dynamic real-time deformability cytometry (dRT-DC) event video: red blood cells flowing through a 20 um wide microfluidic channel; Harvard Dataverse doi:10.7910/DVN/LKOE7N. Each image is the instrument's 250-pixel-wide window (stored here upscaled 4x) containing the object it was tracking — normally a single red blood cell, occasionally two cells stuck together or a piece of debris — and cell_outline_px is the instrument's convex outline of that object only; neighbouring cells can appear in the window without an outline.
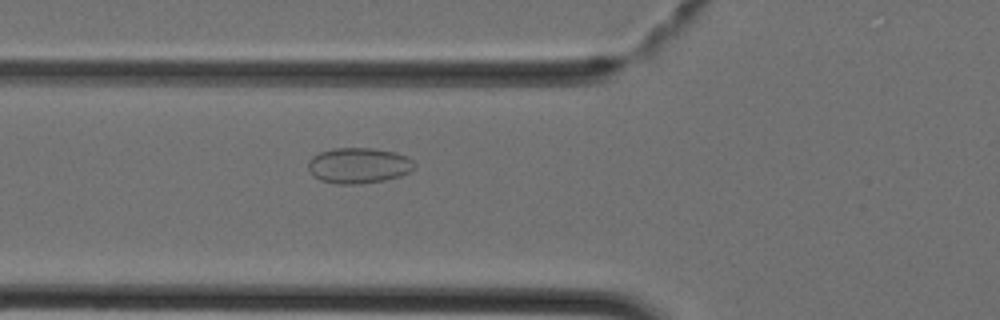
{"species": "Egyptian fruit bat (a non-hibernating species)", "species_latin": "Rousettus aegyptiacus", "temperature_condition": "cold", "stored_images_in_passage": 39, "camera_frame_rate_fps": 3000, "um_per_image_px": 0.085, "animal": {"sex": "female"}, "frame": {"image": 1, "passage_image": 11, "time_ms": 3.333, "image_size_px": [1000, 320], "cell_outline_px": [[416, 168], [412, 172], [400, 176], [384, 180], [360, 184], [336, 184], [320, 180], [312, 176], [308, 168], [308, 160], [312, 156], [320, 152], [332, 148], [372, 148], [396, 152], [412, 160], [416, 164]], "centroid_in_image_um": [30.48, 14.07], "position_along_channel_um": 95.3, "area_um2": 22.37}}
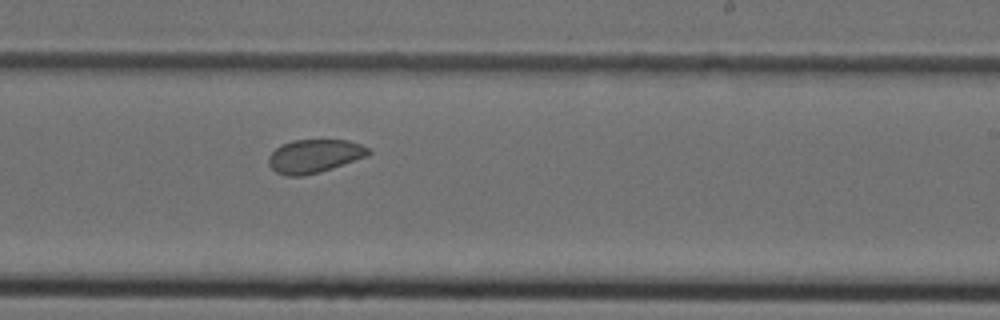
{"frame": {"image": 2, "passage_image": 22, "time_ms": 7.0, "image_size_px": [1000, 320], "cell_outline_px": [[372, 152], [368, 156], [320, 172], [304, 176], [284, 176], [276, 172], [268, 164], [268, 156], [276, 148], [292, 140], [348, 140], [360, 144], [368, 148]], "centroid_in_image_um": [26.72, 13.27], "position_along_channel_um": 262.3, "area_um2": 19.48}}
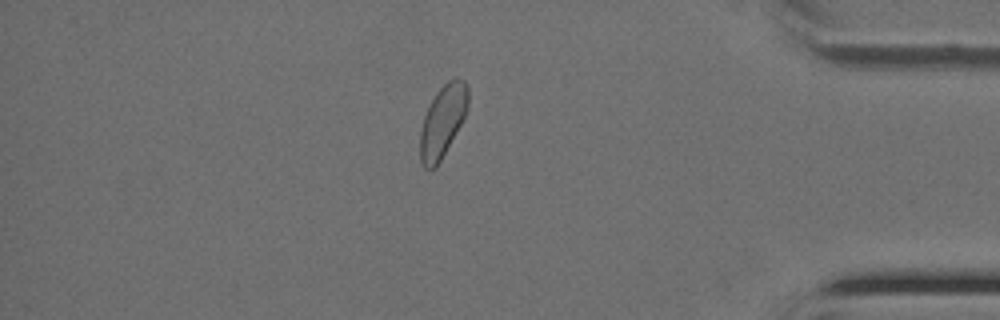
{"frame": {"image": 3, "passage_image": 33, "time_ms": 10.667, "image_size_px": [1000, 320], "cell_outline_px": [[468, 108], [460, 124], [436, 168], [428, 172], [424, 168], [420, 160], [420, 132], [424, 116], [436, 92], [448, 80], [456, 76], [464, 80], [468, 84]], "centroid_in_image_um": [37.62, 10.3], "position_along_channel_um": 397.6, "area_um2": 20.06}}